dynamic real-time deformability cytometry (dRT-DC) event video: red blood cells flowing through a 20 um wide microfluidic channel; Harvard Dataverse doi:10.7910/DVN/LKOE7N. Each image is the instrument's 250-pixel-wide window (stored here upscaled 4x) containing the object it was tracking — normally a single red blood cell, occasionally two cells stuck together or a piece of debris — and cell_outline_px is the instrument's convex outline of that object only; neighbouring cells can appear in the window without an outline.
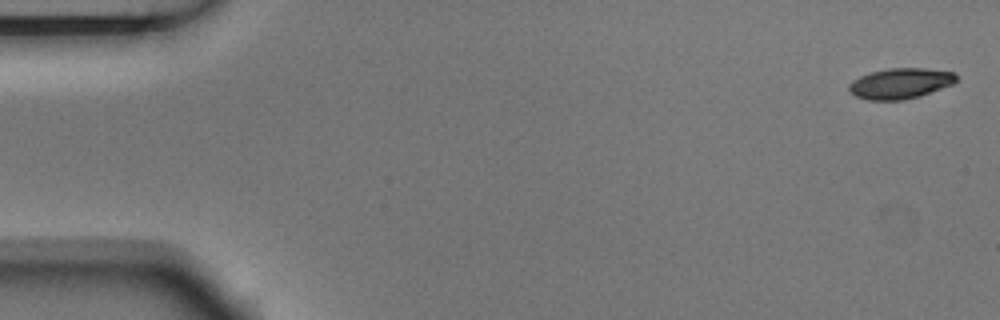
{"species": "Egyptian fruit bat (a non-hibernating species)", "species_latin": "Rousettus aegyptiacus", "temperature_condition": "room temperature", "stored_images_in_passage": 6, "camera_frame_rate_fps": 3000, "um_per_image_px": 0.085, "animal": {"sex": "male"}, "frame": {"image": 1, "passage_image": 1, "time_ms": 0.0, "image_size_px": [1000, 320], "cell_outline_px": [[956, 80], [952, 84], [920, 96], [904, 100], [868, 100], [856, 96], [848, 88], [848, 84], [852, 80], [860, 76], [872, 72], [888, 68], [924, 68], [956, 72]], "centroid_in_image_um": [76.52, 7.09], "position_along_channel_um": 8.5, "area_um2": 19.07}}
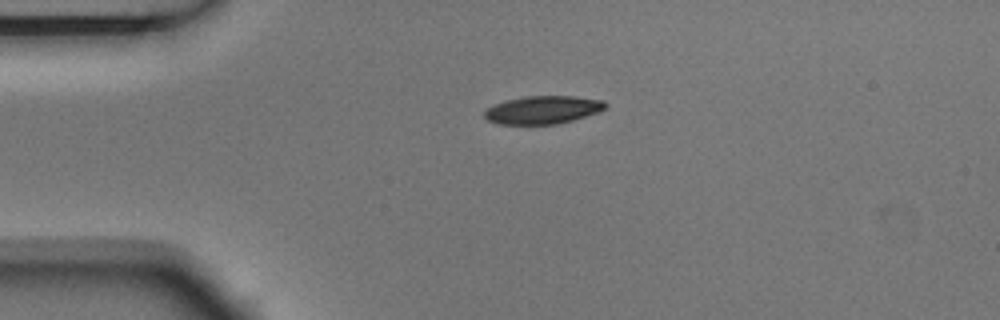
{"frame": {"image": 2, "passage_image": 4, "time_ms": 1.0, "image_size_px": [1000, 320], "cell_outline_px": [[608, 104], [604, 108], [596, 112], [572, 120], [556, 124], [500, 124], [488, 120], [484, 116], [484, 112], [488, 108], [496, 104], [508, 100], [528, 96], [572, 96], [604, 100]], "centroid_in_image_um": [46.15, 9.33], "position_along_channel_um": 38.9, "area_um2": 19.36}}
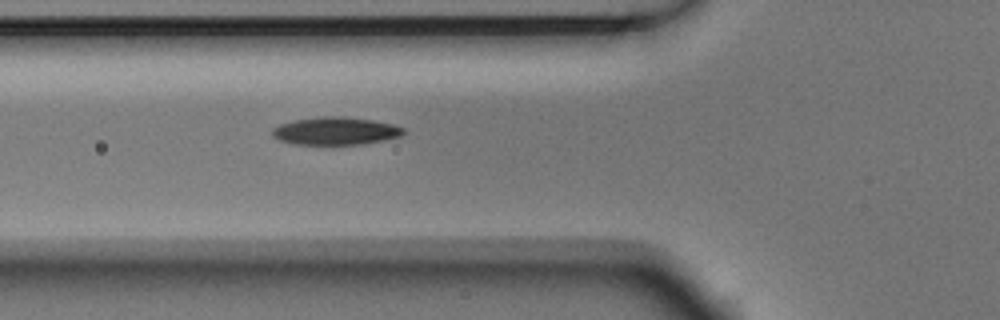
{"frame": {"image": 3, "passage_image": 6, "time_ms": 1.667, "image_size_px": [1000, 320], "cell_outline_px": [[408, 132], [400, 136], [384, 140], [364, 144], [292, 144], [280, 140], [272, 136], [272, 128], [280, 124], [292, 120], [320, 116], [344, 116], [372, 120], [392, 124], [404, 128]], "centroid_in_image_um": [28.52, 11.12], "position_along_channel_um": 97.3, "area_um2": 21.39}}